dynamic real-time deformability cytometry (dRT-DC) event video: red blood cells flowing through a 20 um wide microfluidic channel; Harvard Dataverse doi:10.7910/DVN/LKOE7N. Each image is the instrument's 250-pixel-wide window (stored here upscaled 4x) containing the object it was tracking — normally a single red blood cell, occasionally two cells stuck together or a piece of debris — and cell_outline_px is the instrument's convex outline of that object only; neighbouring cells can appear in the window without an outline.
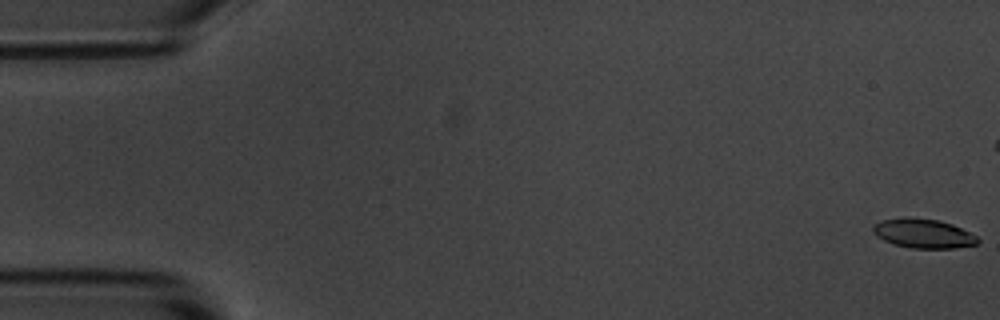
{"species": "common noctule bat (a hibernating species)", "species_latin": "Nyctalus noctula", "temperature_condition": "room temperature", "stored_images_in_passage": 57, "camera_frame_rate_fps": 3000, "um_per_image_px": 0.085, "animal": {"sex": "male", "body_mass_g": 20.1, "forearm_length_mm": 53.5}, "frame": {"image": 1, "passage_image": 1, "time_ms": 0.0, "image_size_px": [1000, 320], "cell_outline_px": [[980, 240], [976, 244], [952, 248], [912, 248], [892, 244], [876, 236], [872, 232], [872, 224], [880, 220], [904, 216], [908, 216], [940, 220], [952, 224], [976, 236]], "centroid_in_image_um": [78.4, 19.82], "position_along_channel_um": 6.6, "area_um2": 18.09}}
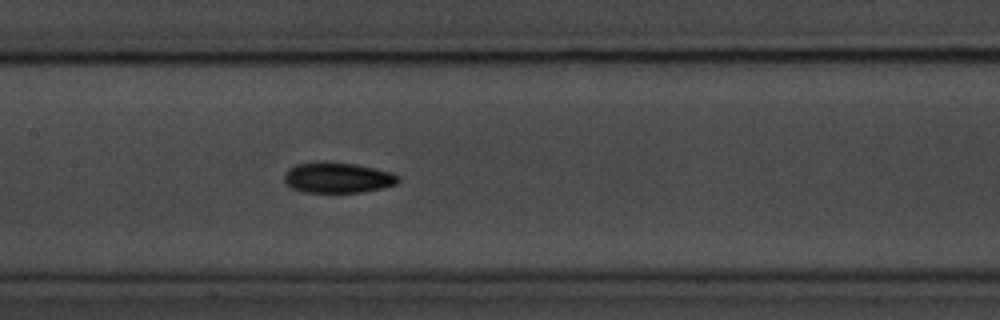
{"frame": {"image": 2, "passage_image": 27, "time_ms": 8.667, "image_size_px": [1000, 320], "cell_outline_px": [[400, 180], [396, 184], [384, 188], [360, 192], [304, 192], [292, 188], [284, 180], [284, 172], [288, 168], [296, 164], [316, 160], [328, 160], [356, 164], [376, 168], [392, 172], [400, 176]], "centroid_in_image_um": [28.7, 15.07], "position_along_channel_um": 178.7, "area_um2": 20.87}}
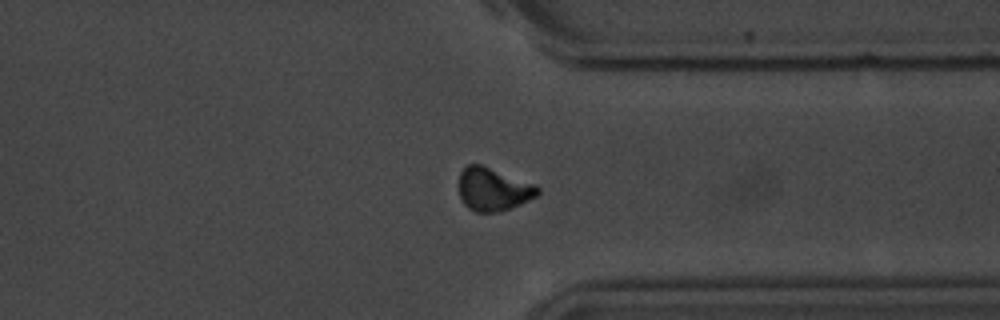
{"frame": {"image": 3, "passage_image": 43, "time_ms": 14.0, "image_size_px": [1000, 320], "cell_outline_px": [[540, 192], [536, 196], [520, 204], [500, 212], [476, 212], [468, 208], [464, 204], [460, 196], [456, 184], [460, 172], [468, 164], [480, 164], [536, 184], [540, 188]], "centroid_in_image_um": [41.89, 16.08], "position_along_channel_um": 369.5, "area_um2": 20.06}, "authors_computed_cell_mechanics": {"area_um2": 19.363, "velocity_mm_per_s": 3.6165, "shape_relaxation_time_tau1_ms": 2.9843, "shape_relaxation_time_tau2_ms": 4.6361, "deformation_change_tau1": 0.136, "deformation_change_tau2": 0.102}}